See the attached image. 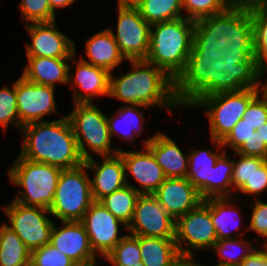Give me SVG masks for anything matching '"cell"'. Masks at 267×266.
Returning <instances> with one entry per match:
<instances>
[{
    "instance_id": "obj_1",
    "label": "cell",
    "mask_w": 267,
    "mask_h": 266,
    "mask_svg": "<svg viewBox=\"0 0 267 266\" xmlns=\"http://www.w3.org/2000/svg\"><path fill=\"white\" fill-rule=\"evenodd\" d=\"M224 54L217 60L191 51L185 69L174 81L178 106L191 107L202 97L218 93L261 88V64L253 46H230Z\"/></svg>"
},
{
    "instance_id": "obj_2",
    "label": "cell",
    "mask_w": 267,
    "mask_h": 266,
    "mask_svg": "<svg viewBox=\"0 0 267 266\" xmlns=\"http://www.w3.org/2000/svg\"><path fill=\"white\" fill-rule=\"evenodd\" d=\"M24 141L20 156L26 160L46 163L62 170L84 163L67 116L58 120L33 122L21 128Z\"/></svg>"
},
{
    "instance_id": "obj_3",
    "label": "cell",
    "mask_w": 267,
    "mask_h": 266,
    "mask_svg": "<svg viewBox=\"0 0 267 266\" xmlns=\"http://www.w3.org/2000/svg\"><path fill=\"white\" fill-rule=\"evenodd\" d=\"M129 72L119 78L110 74L109 96L127 105H143L166 109L178 108L174 96V81L160 68L145 59L128 60ZM168 107V108H167Z\"/></svg>"
},
{
    "instance_id": "obj_4",
    "label": "cell",
    "mask_w": 267,
    "mask_h": 266,
    "mask_svg": "<svg viewBox=\"0 0 267 266\" xmlns=\"http://www.w3.org/2000/svg\"><path fill=\"white\" fill-rule=\"evenodd\" d=\"M230 46H253L250 8L227 7L195 21L192 50L201 57L222 58Z\"/></svg>"
},
{
    "instance_id": "obj_5",
    "label": "cell",
    "mask_w": 267,
    "mask_h": 266,
    "mask_svg": "<svg viewBox=\"0 0 267 266\" xmlns=\"http://www.w3.org/2000/svg\"><path fill=\"white\" fill-rule=\"evenodd\" d=\"M194 28L195 21L185 17L151 25L150 47L145 60L175 81L185 69L192 51Z\"/></svg>"
},
{
    "instance_id": "obj_6",
    "label": "cell",
    "mask_w": 267,
    "mask_h": 266,
    "mask_svg": "<svg viewBox=\"0 0 267 266\" xmlns=\"http://www.w3.org/2000/svg\"><path fill=\"white\" fill-rule=\"evenodd\" d=\"M8 169L12 184L22 187L14 201L50 209L62 169L40 162L26 160L20 155Z\"/></svg>"
},
{
    "instance_id": "obj_7",
    "label": "cell",
    "mask_w": 267,
    "mask_h": 266,
    "mask_svg": "<svg viewBox=\"0 0 267 266\" xmlns=\"http://www.w3.org/2000/svg\"><path fill=\"white\" fill-rule=\"evenodd\" d=\"M260 91L261 89L246 88L235 92L218 93L202 97L194 105L205 107L207 110L211 140L217 149L223 148L221 142L243 118L249 103Z\"/></svg>"
},
{
    "instance_id": "obj_8",
    "label": "cell",
    "mask_w": 267,
    "mask_h": 266,
    "mask_svg": "<svg viewBox=\"0 0 267 266\" xmlns=\"http://www.w3.org/2000/svg\"><path fill=\"white\" fill-rule=\"evenodd\" d=\"M261 95L249 103L243 118L221 144L241 155L267 160V95Z\"/></svg>"
},
{
    "instance_id": "obj_9",
    "label": "cell",
    "mask_w": 267,
    "mask_h": 266,
    "mask_svg": "<svg viewBox=\"0 0 267 266\" xmlns=\"http://www.w3.org/2000/svg\"><path fill=\"white\" fill-rule=\"evenodd\" d=\"M71 123L78 150L85 161L92 158V152L101 157L119 153V149H111V138L107 116L93 103H74L73 111L66 115ZM86 145V146H85Z\"/></svg>"
},
{
    "instance_id": "obj_10",
    "label": "cell",
    "mask_w": 267,
    "mask_h": 266,
    "mask_svg": "<svg viewBox=\"0 0 267 266\" xmlns=\"http://www.w3.org/2000/svg\"><path fill=\"white\" fill-rule=\"evenodd\" d=\"M85 164L64 169L60 173L57 188L49 212L62 221H81L94 202L90 177Z\"/></svg>"
},
{
    "instance_id": "obj_11",
    "label": "cell",
    "mask_w": 267,
    "mask_h": 266,
    "mask_svg": "<svg viewBox=\"0 0 267 266\" xmlns=\"http://www.w3.org/2000/svg\"><path fill=\"white\" fill-rule=\"evenodd\" d=\"M217 240L211 218V198L176 219L175 242L180 254L194 255V249L210 250Z\"/></svg>"
},
{
    "instance_id": "obj_12",
    "label": "cell",
    "mask_w": 267,
    "mask_h": 266,
    "mask_svg": "<svg viewBox=\"0 0 267 266\" xmlns=\"http://www.w3.org/2000/svg\"><path fill=\"white\" fill-rule=\"evenodd\" d=\"M11 228L32 252L50 243L54 222L46 216L49 210L43 207L26 206L14 200L3 207ZM45 213V214H44Z\"/></svg>"
},
{
    "instance_id": "obj_13",
    "label": "cell",
    "mask_w": 267,
    "mask_h": 266,
    "mask_svg": "<svg viewBox=\"0 0 267 266\" xmlns=\"http://www.w3.org/2000/svg\"><path fill=\"white\" fill-rule=\"evenodd\" d=\"M118 21L114 40L127 60L146 59L150 47V29L138 8L117 7Z\"/></svg>"
},
{
    "instance_id": "obj_14",
    "label": "cell",
    "mask_w": 267,
    "mask_h": 266,
    "mask_svg": "<svg viewBox=\"0 0 267 266\" xmlns=\"http://www.w3.org/2000/svg\"><path fill=\"white\" fill-rule=\"evenodd\" d=\"M176 220L152 195L141 194L127 229L134 236L175 239Z\"/></svg>"
},
{
    "instance_id": "obj_15",
    "label": "cell",
    "mask_w": 267,
    "mask_h": 266,
    "mask_svg": "<svg viewBox=\"0 0 267 266\" xmlns=\"http://www.w3.org/2000/svg\"><path fill=\"white\" fill-rule=\"evenodd\" d=\"M88 234L92 251L106 257L125 237L119 235V227L127 229L121 220L113 216L102 204L94 201L81 220ZM121 224V225H120Z\"/></svg>"
},
{
    "instance_id": "obj_16",
    "label": "cell",
    "mask_w": 267,
    "mask_h": 266,
    "mask_svg": "<svg viewBox=\"0 0 267 266\" xmlns=\"http://www.w3.org/2000/svg\"><path fill=\"white\" fill-rule=\"evenodd\" d=\"M15 88L20 130L26 124L44 121V116L56 111L55 87L36 84L20 76Z\"/></svg>"
},
{
    "instance_id": "obj_17",
    "label": "cell",
    "mask_w": 267,
    "mask_h": 266,
    "mask_svg": "<svg viewBox=\"0 0 267 266\" xmlns=\"http://www.w3.org/2000/svg\"><path fill=\"white\" fill-rule=\"evenodd\" d=\"M32 39L26 44L27 57L71 59L75 43L56 27V22L30 23L25 25Z\"/></svg>"
},
{
    "instance_id": "obj_18",
    "label": "cell",
    "mask_w": 267,
    "mask_h": 266,
    "mask_svg": "<svg viewBox=\"0 0 267 266\" xmlns=\"http://www.w3.org/2000/svg\"><path fill=\"white\" fill-rule=\"evenodd\" d=\"M63 227L54 224L50 244L59 252L68 256L78 266L96 262V255L90 246L88 234L81 221H62Z\"/></svg>"
},
{
    "instance_id": "obj_19",
    "label": "cell",
    "mask_w": 267,
    "mask_h": 266,
    "mask_svg": "<svg viewBox=\"0 0 267 266\" xmlns=\"http://www.w3.org/2000/svg\"><path fill=\"white\" fill-rule=\"evenodd\" d=\"M125 164L126 182L130 172L137 183L142 187L136 188L140 194H153L165 181L166 176L162 168L157 163L152 151L144 145L140 151L119 150Z\"/></svg>"
},
{
    "instance_id": "obj_20",
    "label": "cell",
    "mask_w": 267,
    "mask_h": 266,
    "mask_svg": "<svg viewBox=\"0 0 267 266\" xmlns=\"http://www.w3.org/2000/svg\"><path fill=\"white\" fill-rule=\"evenodd\" d=\"M152 195L175 220L203 201L187 177L166 178Z\"/></svg>"
},
{
    "instance_id": "obj_21",
    "label": "cell",
    "mask_w": 267,
    "mask_h": 266,
    "mask_svg": "<svg viewBox=\"0 0 267 266\" xmlns=\"http://www.w3.org/2000/svg\"><path fill=\"white\" fill-rule=\"evenodd\" d=\"M73 63H76L74 69L75 74H70L71 66L69 65L68 83H70V85L73 86L72 89H74V103H93L92 99L95 96H109L111 73L108 70L91 65L81 58L80 60L73 61ZM74 87L81 88V90L84 91H78L77 88Z\"/></svg>"
},
{
    "instance_id": "obj_22",
    "label": "cell",
    "mask_w": 267,
    "mask_h": 266,
    "mask_svg": "<svg viewBox=\"0 0 267 266\" xmlns=\"http://www.w3.org/2000/svg\"><path fill=\"white\" fill-rule=\"evenodd\" d=\"M103 158L101 164L96 162L93 157L84 161L86 168L94 172L95 175L92 180L90 179L91 194L94 201H99L127 184L122 156L118 153Z\"/></svg>"
},
{
    "instance_id": "obj_23",
    "label": "cell",
    "mask_w": 267,
    "mask_h": 266,
    "mask_svg": "<svg viewBox=\"0 0 267 266\" xmlns=\"http://www.w3.org/2000/svg\"><path fill=\"white\" fill-rule=\"evenodd\" d=\"M143 142L152 151L166 178L187 177L189 154H183L174 140L159 131Z\"/></svg>"
},
{
    "instance_id": "obj_24",
    "label": "cell",
    "mask_w": 267,
    "mask_h": 266,
    "mask_svg": "<svg viewBox=\"0 0 267 266\" xmlns=\"http://www.w3.org/2000/svg\"><path fill=\"white\" fill-rule=\"evenodd\" d=\"M74 57H76V53L71 59L27 57L28 65L25 66L21 76L30 82L41 85L55 87L56 82L69 84V64L67 62L75 60Z\"/></svg>"
},
{
    "instance_id": "obj_25",
    "label": "cell",
    "mask_w": 267,
    "mask_h": 266,
    "mask_svg": "<svg viewBox=\"0 0 267 266\" xmlns=\"http://www.w3.org/2000/svg\"><path fill=\"white\" fill-rule=\"evenodd\" d=\"M86 55L88 60L81 59L91 65L104 68L110 73L124 61H128L121 53L109 28L95 33L86 41Z\"/></svg>"
},
{
    "instance_id": "obj_26",
    "label": "cell",
    "mask_w": 267,
    "mask_h": 266,
    "mask_svg": "<svg viewBox=\"0 0 267 266\" xmlns=\"http://www.w3.org/2000/svg\"><path fill=\"white\" fill-rule=\"evenodd\" d=\"M211 149L195 150L189 154L187 178L198 190L203 200L211 198V174L218 157L223 153Z\"/></svg>"
},
{
    "instance_id": "obj_27",
    "label": "cell",
    "mask_w": 267,
    "mask_h": 266,
    "mask_svg": "<svg viewBox=\"0 0 267 266\" xmlns=\"http://www.w3.org/2000/svg\"><path fill=\"white\" fill-rule=\"evenodd\" d=\"M141 107L149 108L143 105L126 104L121 106L119 110L114 113L115 115L113 114V116L111 115V117H107L111 140L113 135H118V137L125 139V141H132L136 136H139L143 132L145 120Z\"/></svg>"
},
{
    "instance_id": "obj_28",
    "label": "cell",
    "mask_w": 267,
    "mask_h": 266,
    "mask_svg": "<svg viewBox=\"0 0 267 266\" xmlns=\"http://www.w3.org/2000/svg\"><path fill=\"white\" fill-rule=\"evenodd\" d=\"M144 266H168L180 253L175 239L139 236Z\"/></svg>"
},
{
    "instance_id": "obj_29",
    "label": "cell",
    "mask_w": 267,
    "mask_h": 266,
    "mask_svg": "<svg viewBox=\"0 0 267 266\" xmlns=\"http://www.w3.org/2000/svg\"><path fill=\"white\" fill-rule=\"evenodd\" d=\"M30 264V250L4 222L0 226V266H30Z\"/></svg>"
},
{
    "instance_id": "obj_30",
    "label": "cell",
    "mask_w": 267,
    "mask_h": 266,
    "mask_svg": "<svg viewBox=\"0 0 267 266\" xmlns=\"http://www.w3.org/2000/svg\"><path fill=\"white\" fill-rule=\"evenodd\" d=\"M141 194L136 191L132 184L128 183L122 188L106 195L98 202L102 204L113 216L129 225L132 220L135 205Z\"/></svg>"
},
{
    "instance_id": "obj_31",
    "label": "cell",
    "mask_w": 267,
    "mask_h": 266,
    "mask_svg": "<svg viewBox=\"0 0 267 266\" xmlns=\"http://www.w3.org/2000/svg\"><path fill=\"white\" fill-rule=\"evenodd\" d=\"M228 199V197L211 198V218L218 240L233 239L230 228L240 230L239 221L235 218L240 216L235 209V204H230Z\"/></svg>"
},
{
    "instance_id": "obj_32",
    "label": "cell",
    "mask_w": 267,
    "mask_h": 266,
    "mask_svg": "<svg viewBox=\"0 0 267 266\" xmlns=\"http://www.w3.org/2000/svg\"><path fill=\"white\" fill-rule=\"evenodd\" d=\"M137 8L150 25L183 17V0H142Z\"/></svg>"
},
{
    "instance_id": "obj_33",
    "label": "cell",
    "mask_w": 267,
    "mask_h": 266,
    "mask_svg": "<svg viewBox=\"0 0 267 266\" xmlns=\"http://www.w3.org/2000/svg\"><path fill=\"white\" fill-rule=\"evenodd\" d=\"M252 242L237 238L217 240L210 249L214 253L217 252L220 257L216 266H239L256 249Z\"/></svg>"
},
{
    "instance_id": "obj_34",
    "label": "cell",
    "mask_w": 267,
    "mask_h": 266,
    "mask_svg": "<svg viewBox=\"0 0 267 266\" xmlns=\"http://www.w3.org/2000/svg\"><path fill=\"white\" fill-rule=\"evenodd\" d=\"M253 25V52L262 65L267 61V4L255 3L251 8Z\"/></svg>"
},
{
    "instance_id": "obj_35",
    "label": "cell",
    "mask_w": 267,
    "mask_h": 266,
    "mask_svg": "<svg viewBox=\"0 0 267 266\" xmlns=\"http://www.w3.org/2000/svg\"><path fill=\"white\" fill-rule=\"evenodd\" d=\"M113 266H144L139 248V236L125 237L105 257Z\"/></svg>"
},
{
    "instance_id": "obj_36",
    "label": "cell",
    "mask_w": 267,
    "mask_h": 266,
    "mask_svg": "<svg viewBox=\"0 0 267 266\" xmlns=\"http://www.w3.org/2000/svg\"><path fill=\"white\" fill-rule=\"evenodd\" d=\"M224 151L217 159L211 174V198L231 197L233 160ZM231 160V161H230ZM231 187V188H230Z\"/></svg>"
},
{
    "instance_id": "obj_37",
    "label": "cell",
    "mask_w": 267,
    "mask_h": 266,
    "mask_svg": "<svg viewBox=\"0 0 267 266\" xmlns=\"http://www.w3.org/2000/svg\"><path fill=\"white\" fill-rule=\"evenodd\" d=\"M11 87L10 90L3 86L0 90V125L4 130L8 129L10 124L20 129L15 82Z\"/></svg>"
},
{
    "instance_id": "obj_38",
    "label": "cell",
    "mask_w": 267,
    "mask_h": 266,
    "mask_svg": "<svg viewBox=\"0 0 267 266\" xmlns=\"http://www.w3.org/2000/svg\"><path fill=\"white\" fill-rule=\"evenodd\" d=\"M20 10L25 25L32 23H46L55 21V14L50 8L48 0H21Z\"/></svg>"
},
{
    "instance_id": "obj_39",
    "label": "cell",
    "mask_w": 267,
    "mask_h": 266,
    "mask_svg": "<svg viewBox=\"0 0 267 266\" xmlns=\"http://www.w3.org/2000/svg\"><path fill=\"white\" fill-rule=\"evenodd\" d=\"M228 6L223 0H183L186 19L197 21L224 11Z\"/></svg>"
},
{
    "instance_id": "obj_40",
    "label": "cell",
    "mask_w": 267,
    "mask_h": 266,
    "mask_svg": "<svg viewBox=\"0 0 267 266\" xmlns=\"http://www.w3.org/2000/svg\"><path fill=\"white\" fill-rule=\"evenodd\" d=\"M267 189V160L260 157H252V175L238 192L254 195L257 199L259 194Z\"/></svg>"
},
{
    "instance_id": "obj_41",
    "label": "cell",
    "mask_w": 267,
    "mask_h": 266,
    "mask_svg": "<svg viewBox=\"0 0 267 266\" xmlns=\"http://www.w3.org/2000/svg\"><path fill=\"white\" fill-rule=\"evenodd\" d=\"M30 266H78L50 243L31 252Z\"/></svg>"
},
{
    "instance_id": "obj_42",
    "label": "cell",
    "mask_w": 267,
    "mask_h": 266,
    "mask_svg": "<svg viewBox=\"0 0 267 266\" xmlns=\"http://www.w3.org/2000/svg\"><path fill=\"white\" fill-rule=\"evenodd\" d=\"M237 161L233 160L232 188L238 191L252 175V156H244L235 152Z\"/></svg>"
},
{
    "instance_id": "obj_43",
    "label": "cell",
    "mask_w": 267,
    "mask_h": 266,
    "mask_svg": "<svg viewBox=\"0 0 267 266\" xmlns=\"http://www.w3.org/2000/svg\"><path fill=\"white\" fill-rule=\"evenodd\" d=\"M252 214L249 226L246 229L253 230L255 233L267 238V202L255 199L252 205ZM267 240V239H266Z\"/></svg>"
},
{
    "instance_id": "obj_44",
    "label": "cell",
    "mask_w": 267,
    "mask_h": 266,
    "mask_svg": "<svg viewBox=\"0 0 267 266\" xmlns=\"http://www.w3.org/2000/svg\"><path fill=\"white\" fill-rule=\"evenodd\" d=\"M262 248L255 249L239 266H267V250L264 246Z\"/></svg>"
},
{
    "instance_id": "obj_45",
    "label": "cell",
    "mask_w": 267,
    "mask_h": 266,
    "mask_svg": "<svg viewBox=\"0 0 267 266\" xmlns=\"http://www.w3.org/2000/svg\"><path fill=\"white\" fill-rule=\"evenodd\" d=\"M168 266H202L193 255L179 254Z\"/></svg>"
},
{
    "instance_id": "obj_46",
    "label": "cell",
    "mask_w": 267,
    "mask_h": 266,
    "mask_svg": "<svg viewBox=\"0 0 267 266\" xmlns=\"http://www.w3.org/2000/svg\"><path fill=\"white\" fill-rule=\"evenodd\" d=\"M228 7L251 8L255 0H223Z\"/></svg>"
},
{
    "instance_id": "obj_47",
    "label": "cell",
    "mask_w": 267,
    "mask_h": 266,
    "mask_svg": "<svg viewBox=\"0 0 267 266\" xmlns=\"http://www.w3.org/2000/svg\"><path fill=\"white\" fill-rule=\"evenodd\" d=\"M51 10L55 13L56 8H64L70 6L76 0H48Z\"/></svg>"
},
{
    "instance_id": "obj_48",
    "label": "cell",
    "mask_w": 267,
    "mask_h": 266,
    "mask_svg": "<svg viewBox=\"0 0 267 266\" xmlns=\"http://www.w3.org/2000/svg\"><path fill=\"white\" fill-rule=\"evenodd\" d=\"M117 2V7L137 8L142 3V0H118Z\"/></svg>"
},
{
    "instance_id": "obj_49",
    "label": "cell",
    "mask_w": 267,
    "mask_h": 266,
    "mask_svg": "<svg viewBox=\"0 0 267 266\" xmlns=\"http://www.w3.org/2000/svg\"><path fill=\"white\" fill-rule=\"evenodd\" d=\"M266 74L267 73V61H265L262 65H261V75L263 74ZM261 92L265 93L267 95V80H266V83L262 86H261Z\"/></svg>"
},
{
    "instance_id": "obj_50",
    "label": "cell",
    "mask_w": 267,
    "mask_h": 266,
    "mask_svg": "<svg viewBox=\"0 0 267 266\" xmlns=\"http://www.w3.org/2000/svg\"><path fill=\"white\" fill-rule=\"evenodd\" d=\"M255 3H264V4H267V0H255Z\"/></svg>"
},
{
    "instance_id": "obj_51",
    "label": "cell",
    "mask_w": 267,
    "mask_h": 266,
    "mask_svg": "<svg viewBox=\"0 0 267 266\" xmlns=\"http://www.w3.org/2000/svg\"><path fill=\"white\" fill-rule=\"evenodd\" d=\"M264 244V245H263ZM261 245H263L265 248H266V250H267V242L265 243H262Z\"/></svg>"
},
{
    "instance_id": "obj_52",
    "label": "cell",
    "mask_w": 267,
    "mask_h": 266,
    "mask_svg": "<svg viewBox=\"0 0 267 266\" xmlns=\"http://www.w3.org/2000/svg\"><path fill=\"white\" fill-rule=\"evenodd\" d=\"M85 266H97V264L93 263V264H89V265H85Z\"/></svg>"
}]
</instances>
